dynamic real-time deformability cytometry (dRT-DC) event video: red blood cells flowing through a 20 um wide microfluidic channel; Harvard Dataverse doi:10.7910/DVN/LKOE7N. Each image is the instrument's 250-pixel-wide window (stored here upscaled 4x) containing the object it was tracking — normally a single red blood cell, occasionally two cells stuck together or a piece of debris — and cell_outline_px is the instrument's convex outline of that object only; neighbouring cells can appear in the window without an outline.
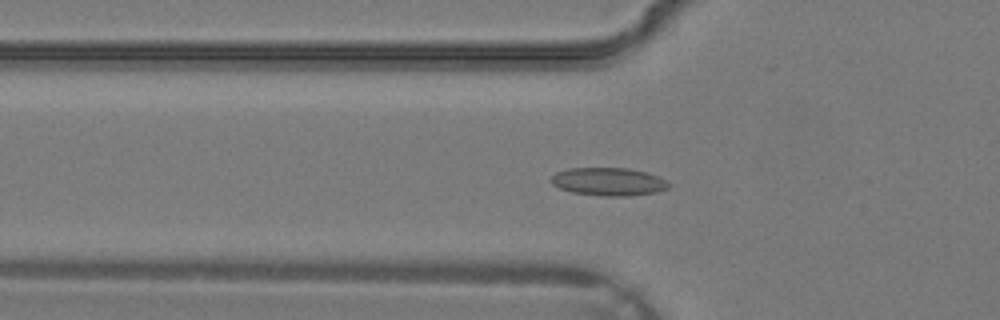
{"species": "common noctule bat (a hibernating species)", "species_latin": "Nyctalus noctula", "temperature_condition": "warm", "stored_images_in_passage": 32, "camera_frame_rate_fps": 3000, "um_per_image_px": 0.085, "animal": {"sex": "male", "body_mass_g": 19.2, "forearm_length_mm": 51.8}, "frame": {"image": 1, "passage_image": 8, "time_ms": 2.333, "image_size_px": [1000, 320], "cell_outline_px": [[672, 184], [668, 188], [656, 192], [628, 196], [600, 196], [572, 192], [560, 188], [552, 184], [548, 180], [556, 172], [568, 168], [628, 168], [648, 172]], "centroid_in_image_um": [51.7, 15.44], "position_along_channel_um": 74.1, "area_um2": 19.31}}
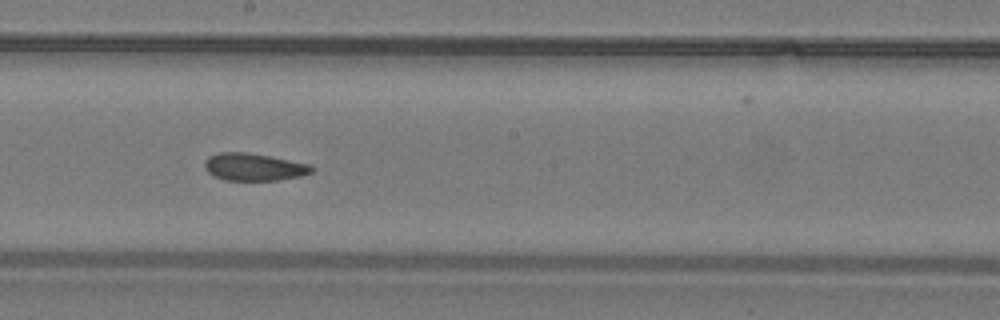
{"frame": {"image": 2, "passage_image": 16, "time_ms": 5.0, "image_size_px": [1000, 320], "cell_outline_px": [[316, 168], [312, 172], [300, 176], [276, 180], [224, 180], [208, 172], [204, 168], [204, 160], [208, 156], [216, 152], [244, 152], [268, 156], [308, 164]], "centroid_in_image_um": [21.53, 14.19], "position_along_channel_um": 226.7, "area_um2": 16.99}}
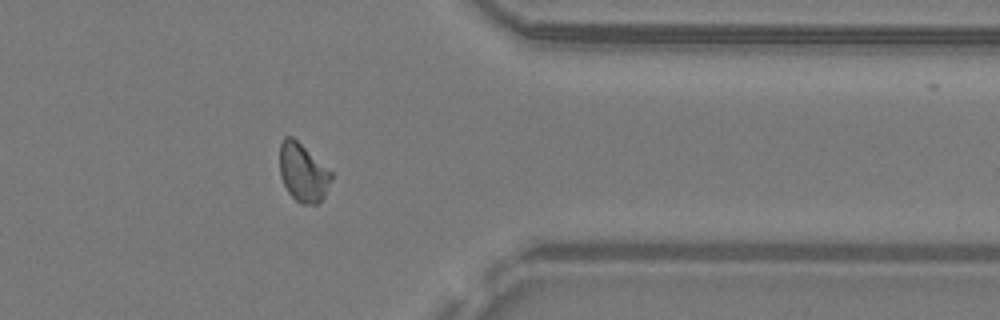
{"frame": {"image": 3, "passage_image": 25, "time_ms": 8.0, "image_size_px": [1000, 320], "cell_outline_px": [[332, 180], [324, 196], [316, 204], [300, 204], [288, 192], [280, 176], [280, 144], [284, 136], [292, 136], [332, 172]], "centroid_in_image_um": [25.75, 14.67], "position_along_channel_um": 385.7, "area_um2": 17.4}}